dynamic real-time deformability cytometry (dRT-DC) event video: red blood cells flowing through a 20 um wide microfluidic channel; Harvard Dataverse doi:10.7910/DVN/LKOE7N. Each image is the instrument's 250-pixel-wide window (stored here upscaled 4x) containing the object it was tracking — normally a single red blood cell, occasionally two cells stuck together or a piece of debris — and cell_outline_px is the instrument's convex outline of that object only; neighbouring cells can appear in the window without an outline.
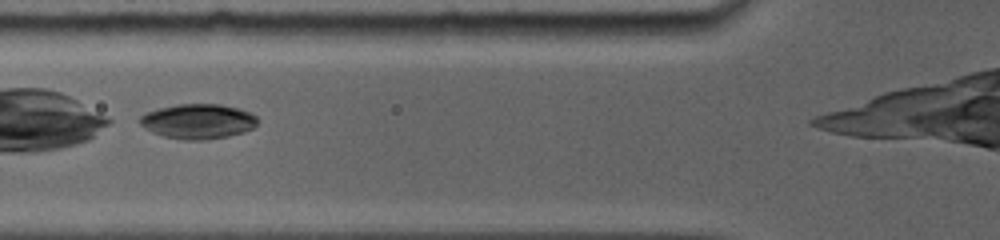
{"species": "common noctule bat (a hibernating species)", "species_latin": "Nyctalus noctula", "temperature_condition": "room temperature", "stored_images_in_passage": 8, "camera_frame_rate_fps": 5000, "um_per_image_px": 0.085, "animal": {"sex": "female", "body_mass_g": 19.0, "forearm_length_mm": 56.7}, "frame": {"image": 1, "passage_image": 2, "time_ms": 0.8, "image_size_px": [1000, 240], "cell_outline_px": [[256, 124], [252, 128], [244, 132], [228, 136], [204, 140], [184, 140], [164, 136], [152, 132], [144, 128], [140, 124], [140, 116], [144, 112], [176, 104], [220, 104], [240, 108], [256, 116]], "centroid_in_image_um": [16.81, 10.31], "position_along_channel_um": 109.0, "area_um2": 23.93}}
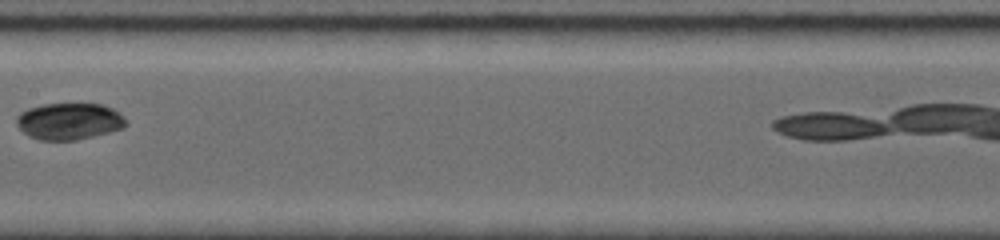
{"frame": {"image": 2, "passage_image": 5, "time_ms": 3.2, "image_size_px": [1000, 240], "cell_outline_px": [[128, 124], [124, 128], [76, 140], [40, 140], [28, 136], [16, 124], [16, 116], [20, 112], [28, 108], [44, 104], [100, 104], [112, 108], [120, 112], [124, 116]], "centroid_in_image_um": [5.88, 10.3], "position_along_channel_um": 201.5, "area_um2": 23.47}}
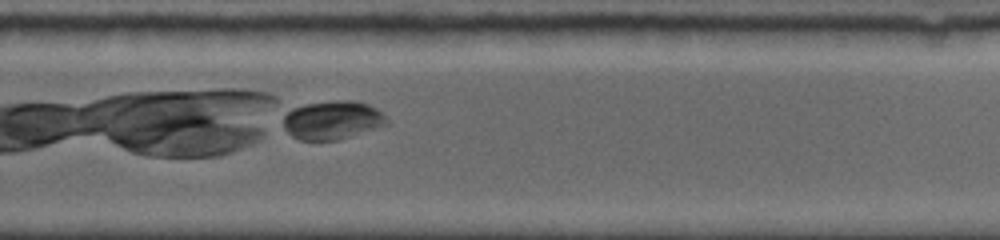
{"frame": {"image": 3, "passage_image": 8, "time_ms": 5.8, "image_size_px": [1000, 240], "cell_outline_px": [[388, 124], [340, 140], [300, 140], [292, 136], [284, 128], [284, 108], [304, 104], [332, 100], [360, 100], [376, 108], [388, 120]], "centroid_in_image_um": [28.21, 10.18], "position_along_channel_um": 301.6, "area_um2": 23.76}}